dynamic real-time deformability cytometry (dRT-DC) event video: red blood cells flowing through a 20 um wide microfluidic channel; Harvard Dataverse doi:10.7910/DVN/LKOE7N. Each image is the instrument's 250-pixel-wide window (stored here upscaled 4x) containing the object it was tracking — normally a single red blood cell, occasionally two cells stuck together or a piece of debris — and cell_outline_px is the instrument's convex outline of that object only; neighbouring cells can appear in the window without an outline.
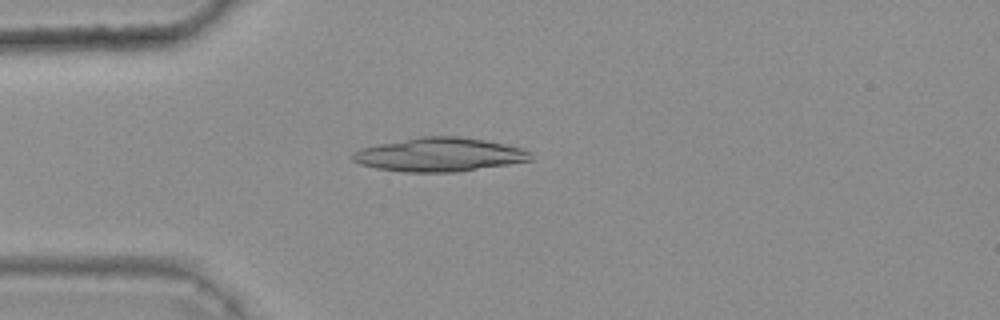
{"species": "common noctule bat (a hibernating species)", "species_latin": "Nyctalus noctula", "temperature_condition": "warm", "stored_images_in_passage": 39, "camera_frame_rate_fps": 3000, "um_per_image_px": 0.085, "animal": {"sex": "female", "body_mass_g": 25.1}, "frame": {"image": 1, "passage_image": 6, "time_ms": 1.667, "image_size_px": [1000, 320], "cell_outline_px": [[532, 160], [508, 164], [456, 172], [404, 172], [376, 168], [360, 164], [352, 160], [352, 152], [360, 148], [420, 136], [456, 136], [484, 140], [504, 144], [520, 148], [528, 152], [532, 156]], "centroid_in_image_um": [37.31, 13.15], "position_along_channel_um": 47.7, "area_um2": 34.74}}
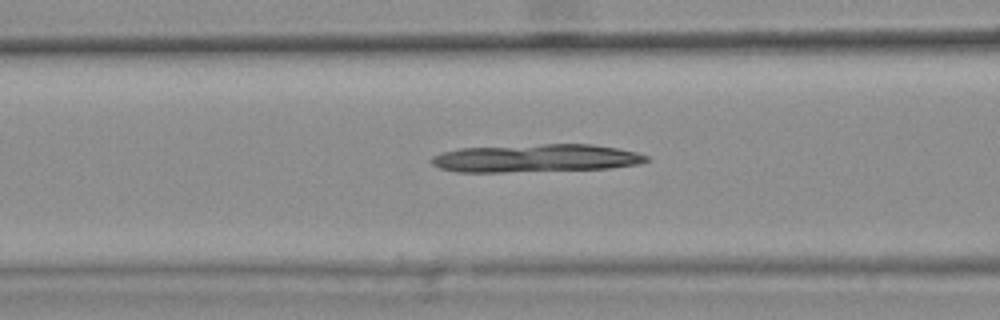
{"frame": {"image": 2, "passage_image": 13, "time_ms": 4.0, "image_size_px": [1000, 320], "cell_outline_px": [[652, 160], [640, 164], [608, 168], [504, 172], [456, 172], [440, 168], [432, 164], [428, 160], [432, 156], [440, 152], [460, 148], [544, 144], [592, 144], [616, 148], [636, 152], [648, 156]], "centroid_in_image_um": [45.52, 13.44], "position_along_channel_um": 121.1, "area_um2": 35.14}}
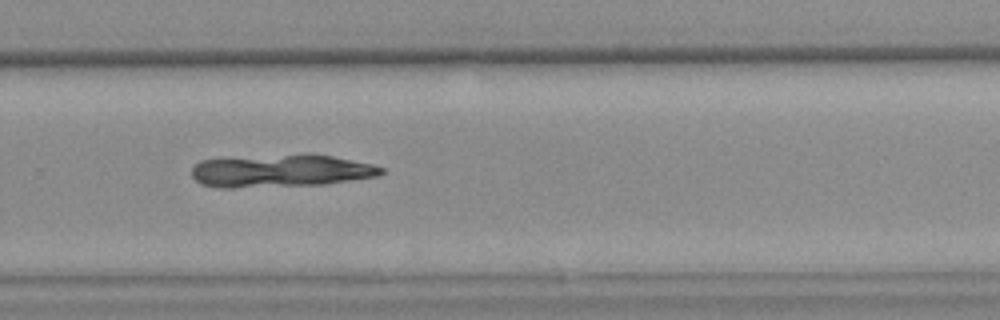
{"frame": {"image": 3, "passage_image": 28, "time_ms": 9.0, "image_size_px": [1000, 320], "cell_outline_px": [[384, 172], [376, 176], [324, 184], [232, 188], [220, 188], [200, 184], [192, 176], [192, 168], [200, 160], [304, 152], [308, 152], [332, 156], [372, 164], [384, 168]], "centroid_in_image_um": [23.86, 14.5], "position_along_channel_um": 305.9, "area_um2": 36.47}}